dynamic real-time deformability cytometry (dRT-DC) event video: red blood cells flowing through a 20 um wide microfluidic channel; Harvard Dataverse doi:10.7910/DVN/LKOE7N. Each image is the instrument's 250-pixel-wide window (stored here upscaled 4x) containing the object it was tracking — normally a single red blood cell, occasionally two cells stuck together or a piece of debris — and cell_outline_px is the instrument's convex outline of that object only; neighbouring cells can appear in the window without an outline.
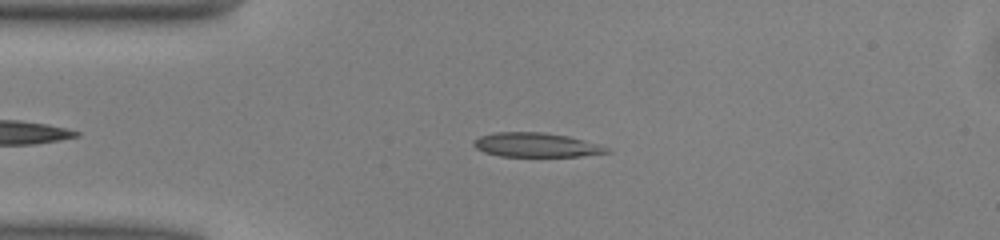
{"species": "common noctule bat (a hibernating species)", "species_latin": "Nyctalus noctula", "temperature_condition": "warm", "stored_images_in_passage": 38, "camera_frame_rate_fps": 3000, "um_per_image_px": 0.085, "animal": {"sex": "male", "body_mass_g": 13.0, "forearm_length_mm": 53.1}, "frame": {"image": 1, "passage_image": 4, "time_ms": 1.0, "image_size_px": [1000, 240], "cell_outline_px": [[612, 152], [580, 156], [500, 156], [484, 152], [476, 148], [472, 144], [480, 136], [496, 132], [544, 132], [568, 136], [584, 140], [608, 148]], "centroid_in_image_um": [45.56, 12.32], "position_along_channel_um": 39.4, "area_um2": 18.61}}
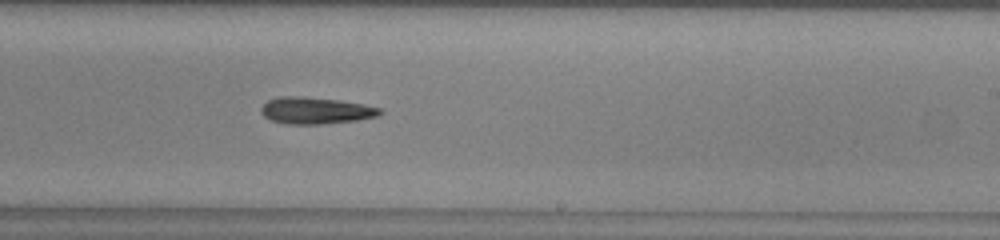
{"frame": {"image": 2, "passage_image": 22, "time_ms": 7.0, "image_size_px": [1000, 240], "cell_outline_px": [[384, 112], [376, 116], [356, 120], [320, 124], [288, 124], [272, 120], [264, 116], [260, 112], [260, 108], [268, 100], [280, 96], [304, 96], [340, 100], [364, 104], [380, 108]], "centroid_in_image_um": [26.82, 9.38], "position_along_channel_um": 262.2, "area_um2": 18.5}}
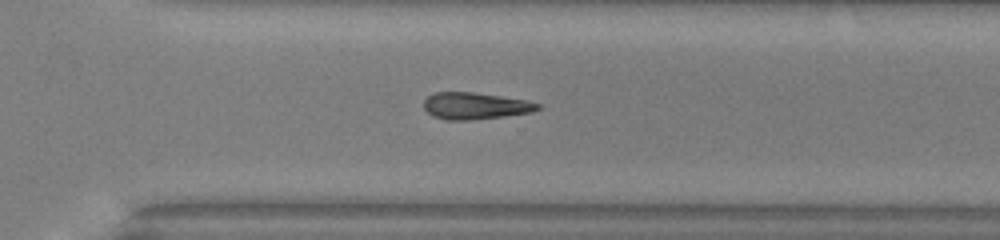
{"frame": {"image": 3, "passage_image": 27, "time_ms": 8.667, "image_size_px": [1000, 240], "cell_outline_px": [[540, 108], [532, 112], [472, 120], [444, 120], [432, 116], [424, 108], [424, 100], [432, 92], [472, 92], [500, 96], [524, 100], [540, 104]], "centroid_in_image_um": [40.34, 9.0], "position_along_channel_um": 330.3, "area_um2": 17.69}, "authors_computed_cell_mechanics": {"area_um2": 18.1492, "velocity_mm_per_s": 4.0834, "shape_relaxation_time_tau1_ms": 5.906, "shape_relaxation_time_tau2_ms": null, "deformation_change_tau1": 0.1585, "deformation_change_tau2": null}}